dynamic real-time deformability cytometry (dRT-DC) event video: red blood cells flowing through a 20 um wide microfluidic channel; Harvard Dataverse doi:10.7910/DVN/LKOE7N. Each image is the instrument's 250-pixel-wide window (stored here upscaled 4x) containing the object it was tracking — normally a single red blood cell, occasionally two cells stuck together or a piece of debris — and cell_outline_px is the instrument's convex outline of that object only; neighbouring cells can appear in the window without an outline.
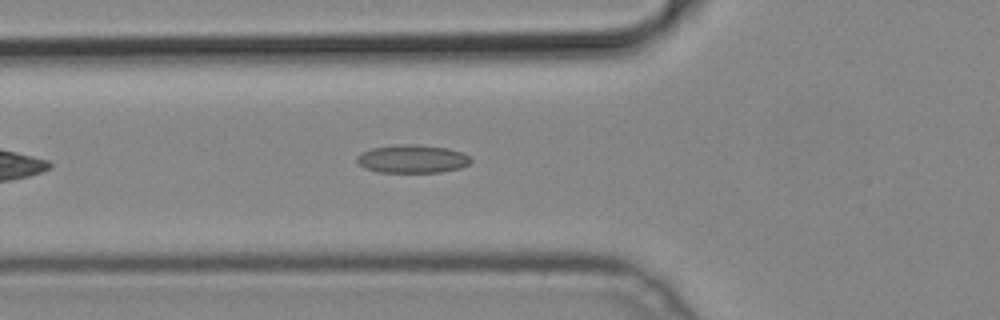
{"species": "common noctule bat (a hibernating species)", "species_latin": "Nyctalus noctula", "temperature_condition": "cold", "stored_images_in_passage": 24, "camera_frame_rate_fps": 3000, "um_per_image_px": 0.085, "animal": {"sex": "male", "body_mass_g": 19.2, "forearm_length_mm": 51.8}, "frame": {"image": 1, "passage_image": 7, "time_ms": 2.0, "image_size_px": [1000, 320], "cell_outline_px": [[472, 160], [468, 164], [460, 168], [440, 172], [380, 172], [364, 168], [356, 160], [356, 156], [360, 152], [372, 148], [404, 144], [416, 144], [448, 148], [464, 152]], "centroid_in_image_um": [35.05, 13.5], "position_along_channel_um": 90.8, "area_um2": 18.73}}
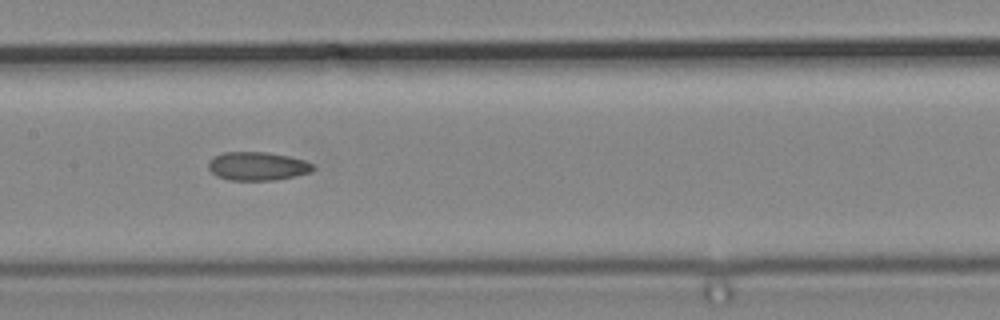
{"frame": {"image": 2, "passage_image": 14, "time_ms": 4.333, "image_size_px": [1000, 320], "cell_outline_px": [[316, 168], [312, 172], [276, 180], [228, 180], [216, 176], [208, 168], [208, 160], [212, 156], [224, 152], [268, 152], [288, 156], [304, 160], [316, 164]], "centroid_in_image_um": [21.89, 14.12], "position_along_channel_um": 185.5, "area_um2": 17.69}}
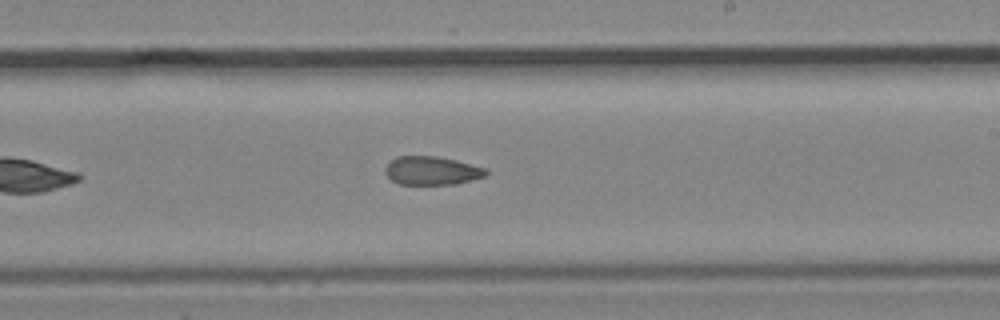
{"frame": {"image": 3, "passage_image": 19, "time_ms": 6.0, "image_size_px": [1000, 320], "cell_outline_px": [[488, 172], [484, 176], [456, 184], [400, 184], [392, 180], [384, 172], [384, 168], [396, 156], [436, 156], [456, 160], [484, 168]], "centroid_in_image_um": [36.67, 14.5], "position_along_channel_um": 252.3, "area_um2": 16.53}}